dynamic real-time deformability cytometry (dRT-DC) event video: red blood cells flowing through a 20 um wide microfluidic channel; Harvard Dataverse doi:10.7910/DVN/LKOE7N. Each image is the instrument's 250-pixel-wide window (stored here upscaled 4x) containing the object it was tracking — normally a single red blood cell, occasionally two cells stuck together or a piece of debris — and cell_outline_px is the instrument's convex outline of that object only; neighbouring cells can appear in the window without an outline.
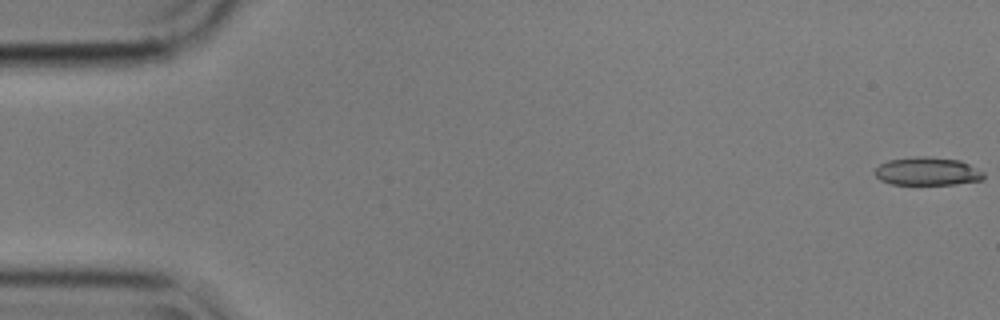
{"species": "common noctule bat (a hibernating species)", "species_latin": "Nyctalus noctula", "temperature_condition": "cold", "stored_images_in_passage": 5, "camera_frame_rate_fps": 3000, "um_per_image_px": 0.085, "animal": {"sex": "male", "body_mass_g": 17.9}, "frame": {"image": 1, "passage_image": 1, "time_ms": 0.0, "image_size_px": [1000, 320], "cell_outline_px": [[984, 176], [980, 180], [952, 184], [892, 184], [880, 180], [876, 176], [876, 168], [880, 164], [888, 160], [916, 156], [924, 156], [960, 160], [984, 172]], "centroid_in_image_um": [78.81, 14.55], "position_along_channel_um": 6.2, "area_um2": 17.63}}
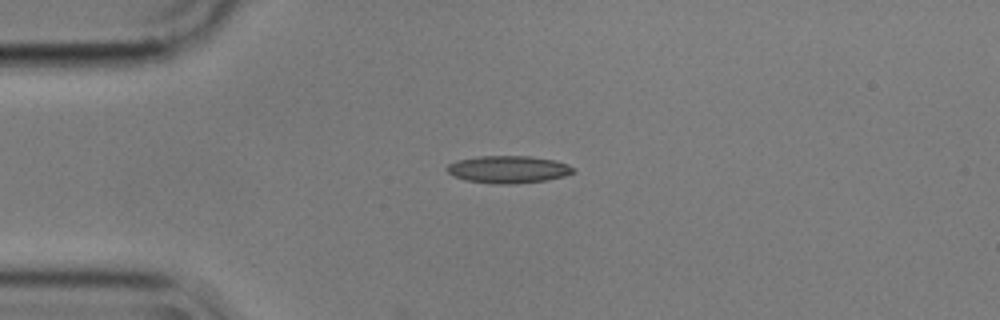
{"frame": {"image": 2, "passage_image": 4, "time_ms": 1.0, "image_size_px": [1000, 320], "cell_outline_px": [[576, 172], [564, 176], [548, 180], [508, 184], [496, 184], [464, 180], [452, 176], [444, 168], [448, 164], [456, 160], [480, 156], [528, 156], [556, 160], [568, 164]], "centroid_in_image_um": [43.17, 14.4], "position_along_channel_um": 41.8, "area_um2": 20.29}}